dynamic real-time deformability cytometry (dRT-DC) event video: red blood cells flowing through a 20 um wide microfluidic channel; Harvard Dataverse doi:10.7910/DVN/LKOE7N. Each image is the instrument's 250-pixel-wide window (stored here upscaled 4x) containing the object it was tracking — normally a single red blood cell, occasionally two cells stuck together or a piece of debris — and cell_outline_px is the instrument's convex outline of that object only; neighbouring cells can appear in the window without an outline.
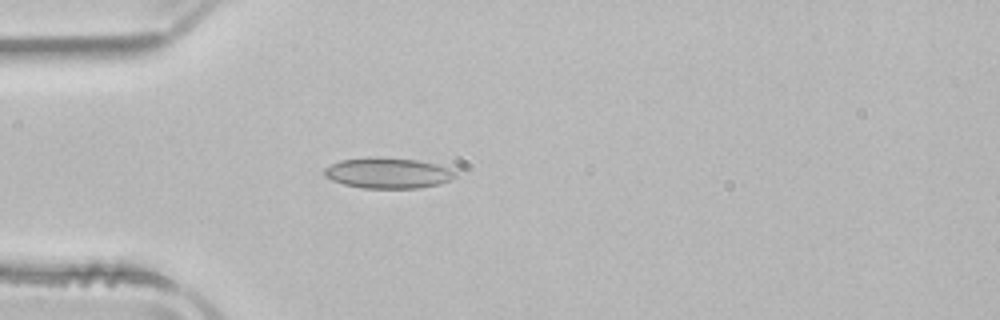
{"species": "common noctule bat (a hibernating species)", "species_latin": "Nyctalus noctula", "temperature_condition": "room temperature", "stored_images_in_passage": 39, "camera_frame_rate_fps": 3000, "um_per_image_px": 0.085, "animal": {"sex": "male", "body_mass_g": 21.5, "forearm_length_mm": 52.0}, "frame": {"image": 1, "passage_image": 2, "time_ms": 0.333, "image_size_px": [1000, 320], "cell_outline_px": [[456, 176], [452, 180], [440, 184], [420, 188], [364, 188], [344, 184], [332, 180], [324, 176], [324, 168], [340, 160], [368, 156], [376, 156], [420, 160], [436, 164], [448, 168], [456, 172]], "centroid_in_image_um": [32.98, 14.69], "position_along_channel_um": 52.0, "area_um2": 23.7}}
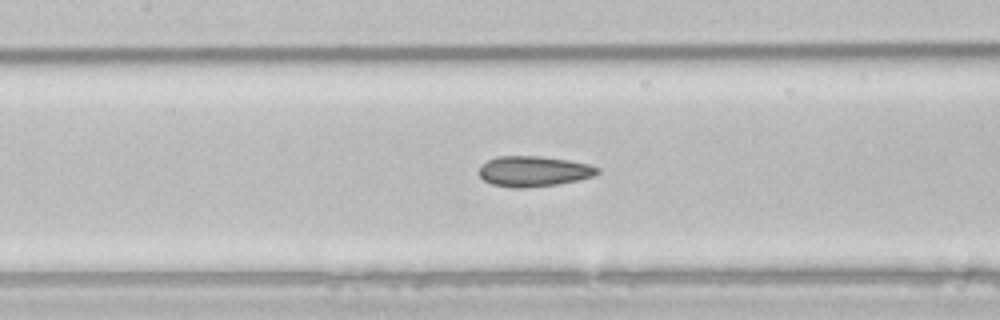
{"frame": {"image": 2, "passage_image": 11, "time_ms": 3.333, "image_size_px": [1000, 320], "cell_outline_px": [[600, 172], [592, 176], [580, 180], [556, 184], [520, 188], [508, 188], [492, 184], [484, 180], [480, 176], [480, 164], [496, 156], [540, 156], [568, 160], [588, 164], [600, 168]], "centroid_in_image_um": [45.35, 14.56], "position_along_channel_um": 162.1, "area_um2": 21.04}}
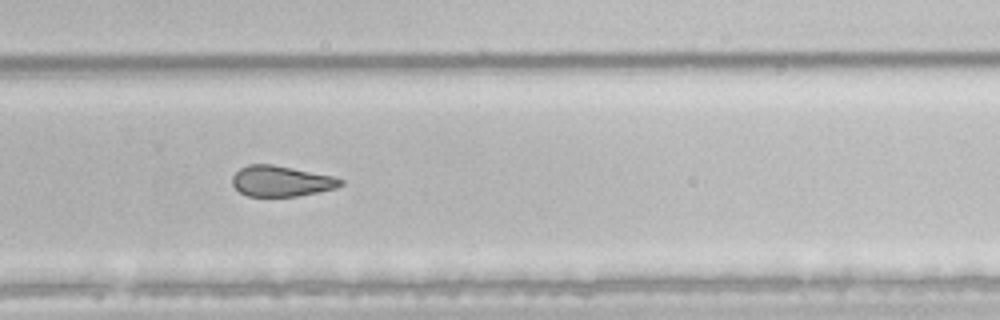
{"frame": {"image": 3, "passage_image": 22, "time_ms": 7.0, "image_size_px": [1000, 320], "cell_outline_px": [[344, 184], [336, 188], [296, 196], [248, 196], [240, 192], [232, 184], [232, 176], [240, 168], [248, 164], [272, 164], [332, 176], [344, 180]], "centroid_in_image_um": [23.88, 15.39], "position_along_channel_um": 305.9, "area_um2": 19.19}, "authors_computed_cell_mechanics": {"area_um2": 20.7502, "velocity_mm_per_s": 3.938, "shape_relaxation_time_tau1_ms": null, "shape_relaxation_time_tau2_ms": 2.9857, "deformation_change_tau1": null, "deformation_change_tau2": 0.0951}}